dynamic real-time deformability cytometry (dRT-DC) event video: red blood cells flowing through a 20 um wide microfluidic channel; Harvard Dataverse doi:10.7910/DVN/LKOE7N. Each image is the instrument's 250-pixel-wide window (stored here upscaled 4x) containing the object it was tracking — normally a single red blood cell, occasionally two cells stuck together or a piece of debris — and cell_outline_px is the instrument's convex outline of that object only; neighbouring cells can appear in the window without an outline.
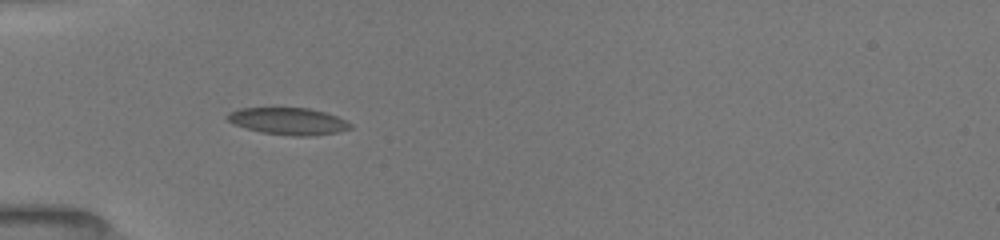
{"species": "common noctule bat (a hibernating species)", "species_latin": "Nyctalus noctula", "temperature_condition": "room temperature", "stored_images_in_passage": 10, "camera_frame_rate_fps": 3000, "um_per_image_px": 0.085, "animal": {"sex": "female", "body_mass_g": 19.5, "forearm_length_mm": 54.1}, "frame": {"image": 1, "passage_image": 4, "time_ms": 1.0, "image_size_px": [1000, 240], "cell_outline_px": [[352, 128], [336, 132], [312, 136], [292, 136], [260, 132], [236, 124], [228, 120], [224, 116], [228, 112], [240, 108], [308, 108], [324, 112], [336, 116], [352, 124]], "centroid_in_image_um": [24.49, 10.3], "position_along_channel_um": 60.5, "area_um2": 19.19}}
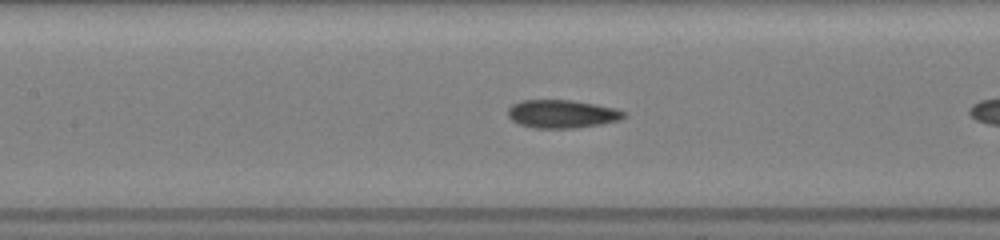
{"frame": {"image": 2, "passage_image": 9, "time_ms": 2.667, "image_size_px": [1000, 240], "cell_outline_px": [[628, 116], [620, 120], [604, 124], [576, 128], [536, 128], [520, 124], [512, 120], [508, 116], [508, 108], [512, 104], [520, 100], [572, 100], [616, 108], [624, 112]], "centroid_in_image_um": [47.8, 9.68], "position_along_channel_um": 159.6, "area_um2": 19.19}}